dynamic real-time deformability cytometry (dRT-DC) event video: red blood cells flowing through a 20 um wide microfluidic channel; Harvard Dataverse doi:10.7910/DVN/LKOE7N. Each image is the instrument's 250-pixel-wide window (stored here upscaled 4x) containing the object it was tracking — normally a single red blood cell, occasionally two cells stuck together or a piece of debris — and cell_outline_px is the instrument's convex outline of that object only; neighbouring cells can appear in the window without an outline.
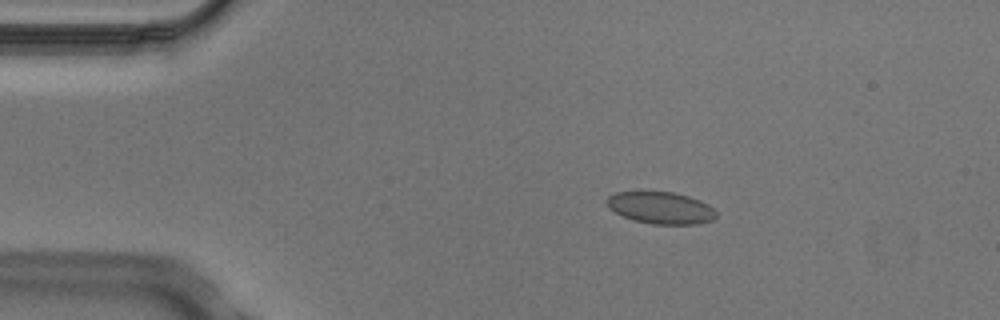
{"species": "Egyptian fruit bat (a non-hibernating species)", "species_latin": "Rousettus aegyptiacus", "temperature_condition": "cold", "stored_images_in_passage": 9, "camera_frame_rate_fps": 3000, "um_per_image_px": 0.085, "animal": {"sex": "male"}, "frame": {"image": 1, "passage_image": 3, "time_ms": 0.667, "image_size_px": [1000, 320], "cell_outline_px": [[716, 216], [712, 220], [700, 224], [652, 224], [632, 220], [608, 208], [604, 200], [608, 196], [616, 192], [672, 192], [688, 196], [700, 200], [708, 204], [716, 212]], "centroid_in_image_um": [56.15, 17.67], "position_along_channel_um": 28.9, "area_um2": 20.4}}
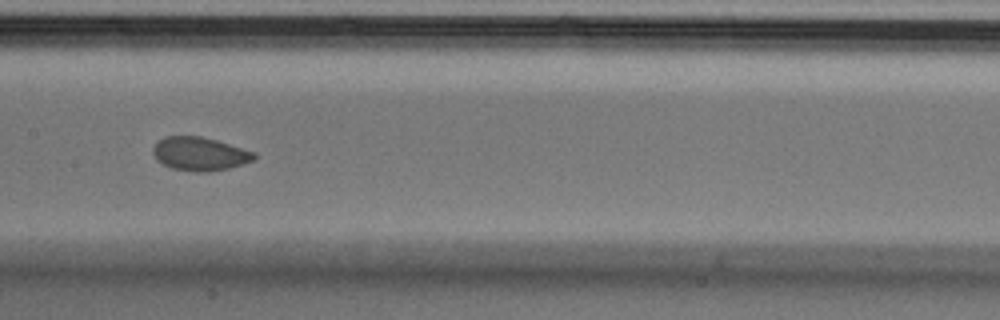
{"frame": {"image": 2, "passage_image": 7, "time_ms": 2.0, "image_size_px": [1000, 320], "cell_outline_px": [[256, 160], [244, 164], [228, 168], [208, 172], [196, 172], [172, 168], [156, 160], [152, 152], [152, 148], [160, 140], [168, 136], [200, 136], [216, 140], [256, 152]], "centroid_in_image_um": [17.01, 13.08], "position_along_channel_um": 190.4, "area_um2": 19.77}}
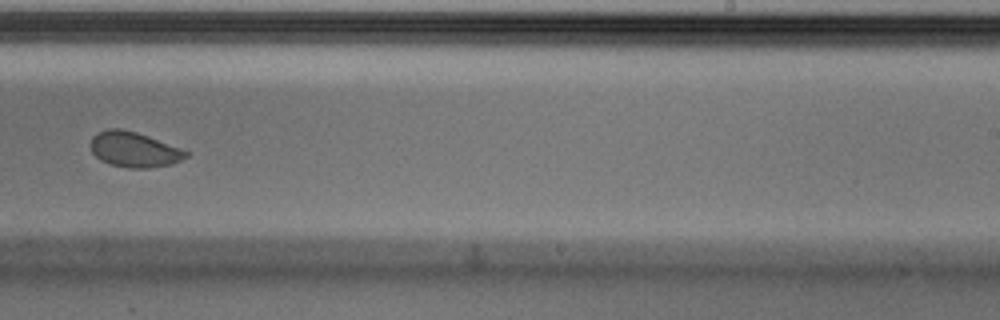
{"frame": {"image": 3, "passage_image": 9, "time_ms": 2.667, "image_size_px": [1000, 320], "cell_outline_px": [[192, 152], [188, 156], [172, 164], [148, 168], [128, 168], [112, 164], [100, 160], [92, 152], [92, 136], [96, 132], [108, 128], [120, 128], [136, 132], [148, 136]], "centroid_in_image_um": [11.42, 12.7], "position_along_channel_um": 277.6, "area_um2": 19.59}}